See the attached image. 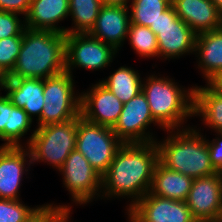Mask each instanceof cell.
I'll list each match as a JSON object with an SVG mask.
<instances>
[{
	"label": "cell",
	"instance_id": "obj_12",
	"mask_svg": "<svg viewBox=\"0 0 222 222\" xmlns=\"http://www.w3.org/2000/svg\"><path fill=\"white\" fill-rule=\"evenodd\" d=\"M129 222H194L186 201L163 198L148 192L127 212Z\"/></svg>",
	"mask_w": 222,
	"mask_h": 222
},
{
	"label": "cell",
	"instance_id": "obj_29",
	"mask_svg": "<svg viewBox=\"0 0 222 222\" xmlns=\"http://www.w3.org/2000/svg\"><path fill=\"white\" fill-rule=\"evenodd\" d=\"M23 36H11L0 40V66L10 73L15 66L22 46Z\"/></svg>",
	"mask_w": 222,
	"mask_h": 222
},
{
	"label": "cell",
	"instance_id": "obj_36",
	"mask_svg": "<svg viewBox=\"0 0 222 222\" xmlns=\"http://www.w3.org/2000/svg\"><path fill=\"white\" fill-rule=\"evenodd\" d=\"M132 0H101L103 5L128 6Z\"/></svg>",
	"mask_w": 222,
	"mask_h": 222
},
{
	"label": "cell",
	"instance_id": "obj_34",
	"mask_svg": "<svg viewBox=\"0 0 222 222\" xmlns=\"http://www.w3.org/2000/svg\"><path fill=\"white\" fill-rule=\"evenodd\" d=\"M207 84L217 93L222 95V70L212 77Z\"/></svg>",
	"mask_w": 222,
	"mask_h": 222
},
{
	"label": "cell",
	"instance_id": "obj_14",
	"mask_svg": "<svg viewBox=\"0 0 222 222\" xmlns=\"http://www.w3.org/2000/svg\"><path fill=\"white\" fill-rule=\"evenodd\" d=\"M81 92L80 115L97 125L113 128L124 103L121 102L100 80Z\"/></svg>",
	"mask_w": 222,
	"mask_h": 222
},
{
	"label": "cell",
	"instance_id": "obj_11",
	"mask_svg": "<svg viewBox=\"0 0 222 222\" xmlns=\"http://www.w3.org/2000/svg\"><path fill=\"white\" fill-rule=\"evenodd\" d=\"M152 123L166 131L153 118L147 98L141 91L124 103L121 114L112 130L123 143H149L157 140L156 136L154 137L153 133L148 130Z\"/></svg>",
	"mask_w": 222,
	"mask_h": 222
},
{
	"label": "cell",
	"instance_id": "obj_19",
	"mask_svg": "<svg viewBox=\"0 0 222 222\" xmlns=\"http://www.w3.org/2000/svg\"><path fill=\"white\" fill-rule=\"evenodd\" d=\"M69 16V0H32L25 17L26 28L30 30L53 31L66 34V27L60 21Z\"/></svg>",
	"mask_w": 222,
	"mask_h": 222
},
{
	"label": "cell",
	"instance_id": "obj_22",
	"mask_svg": "<svg viewBox=\"0 0 222 222\" xmlns=\"http://www.w3.org/2000/svg\"><path fill=\"white\" fill-rule=\"evenodd\" d=\"M193 178L156 164L150 193L159 197L186 201Z\"/></svg>",
	"mask_w": 222,
	"mask_h": 222
},
{
	"label": "cell",
	"instance_id": "obj_4",
	"mask_svg": "<svg viewBox=\"0 0 222 222\" xmlns=\"http://www.w3.org/2000/svg\"><path fill=\"white\" fill-rule=\"evenodd\" d=\"M167 77L150 74L143 79L142 92L153 118L165 130L186 128L183 124L194 117V86L187 90Z\"/></svg>",
	"mask_w": 222,
	"mask_h": 222
},
{
	"label": "cell",
	"instance_id": "obj_23",
	"mask_svg": "<svg viewBox=\"0 0 222 222\" xmlns=\"http://www.w3.org/2000/svg\"><path fill=\"white\" fill-rule=\"evenodd\" d=\"M205 85L194 86L193 116H200L214 132H222V95Z\"/></svg>",
	"mask_w": 222,
	"mask_h": 222
},
{
	"label": "cell",
	"instance_id": "obj_6",
	"mask_svg": "<svg viewBox=\"0 0 222 222\" xmlns=\"http://www.w3.org/2000/svg\"><path fill=\"white\" fill-rule=\"evenodd\" d=\"M73 75L64 71L44 79V106L41 126L63 123L80 116L81 94L76 91Z\"/></svg>",
	"mask_w": 222,
	"mask_h": 222
},
{
	"label": "cell",
	"instance_id": "obj_40",
	"mask_svg": "<svg viewBox=\"0 0 222 222\" xmlns=\"http://www.w3.org/2000/svg\"><path fill=\"white\" fill-rule=\"evenodd\" d=\"M194 222H210V221H200V220H195Z\"/></svg>",
	"mask_w": 222,
	"mask_h": 222
},
{
	"label": "cell",
	"instance_id": "obj_16",
	"mask_svg": "<svg viewBox=\"0 0 222 222\" xmlns=\"http://www.w3.org/2000/svg\"><path fill=\"white\" fill-rule=\"evenodd\" d=\"M129 13L128 6L103 5L88 34L119 51L128 36L131 24Z\"/></svg>",
	"mask_w": 222,
	"mask_h": 222
},
{
	"label": "cell",
	"instance_id": "obj_9",
	"mask_svg": "<svg viewBox=\"0 0 222 222\" xmlns=\"http://www.w3.org/2000/svg\"><path fill=\"white\" fill-rule=\"evenodd\" d=\"M117 53L118 50L113 46L93 38L88 33L66 34L65 67L71 75L76 67L89 71L105 69L113 62Z\"/></svg>",
	"mask_w": 222,
	"mask_h": 222
},
{
	"label": "cell",
	"instance_id": "obj_25",
	"mask_svg": "<svg viewBox=\"0 0 222 222\" xmlns=\"http://www.w3.org/2000/svg\"><path fill=\"white\" fill-rule=\"evenodd\" d=\"M102 6L101 0H69V16L72 18L73 27H68L66 34L89 33Z\"/></svg>",
	"mask_w": 222,
	"mask_h": 222
},
{
	"label": "cell",
	"instance_id": "obj_39",
	"mask_svg": "<svg viewBox=\"0 0 222 222\" xmlns=\"http://www.w3.org/2000/svg\"><path fill=\"white\" fill-rule=\"evenodd\" d=\"M216 222H222V205H221L220 212H219Z\"/></svg>",
	"mask_w": 222,
	"mask_h": 222
},
{
	"label": "cell",
	"instance_id": "obj_8",
	"mask_svg": "<svg viewBox=\"0 0 222 222\" xmlns=\"http://www.w3.org/2000/svg\"><path fill=\"white\" fill-rule=\"evenodd\" d=\"M149 28L156 34L160 59H179L195 53L197 34L178 17L172 4Z\"/></svg>",
	"mask_w": 222,
	"mask_h": 222
},
{
	"label": "cell",
	"instance_id": "obj_7",
	"mask_svg": "<svg viewBox=\"0 0 222 222\" xmlns=\"http://www.w3.org/2000/svg\"><path fill=\"white\" fill-rule=\"evenodd\" d=\"M123 142L112 128L97 125L78 116L77 140L75 149L102 176L109 168Z\"/></svg>",
	"mask_w": 222,
	"mask_h": 222
},
{
	"label": "cell",
	"instance_id": "obj_10",
	"mask_svg": "<svg viewBox=\"0 0 222 222\" xmlns=\"http://www.w3.org/2000/svg\"><path fill=\"white\" fill-rule=\"evenodd\" d=\"M59 172L73 203L85 206L100 197L101 175L76 149L69 154Z\"/></svg>",
	"mask_w": 222,
	"mask_h": 222
},
{
	"label": "cell",
	"instance_id": "obj_31",
	"mask_svg": "<svg viewBox=\"0 0 222 222\" xmlns=\"http://www.w3.org/2000/svg\"><path fill=\"white\" fill-rule=\"evenodd\" d=\"M217 137L212 141L207 139L211 165L217 172H222V132H216Z\"/></svg>",
	"mask_w": 222,
	"mask_h": 222
},
{
	"label": "cell",
	"instance_id": "obj_26",
	"mask_svg": "<svg viewBox=\"0 0 222 222\" xmlns=\"http://www.w3.org/2000/svg\"><path fill=\"white\" fill-rule=\"evenodd\" d=\"M170 5L171 0H132L128 4L131 23L145 27L154 26Z\"/></svg>",
	"mask_w": 222,
	"mask_h": 222
},
{
	"label": "cell",
	"instance_id": "obj_2",
	"mask_svg": "<svg viewBox=\"0 0 222 222\" xmlns=\"http://www.w3.org/2000/svg\"><path fill=\"white\" fill-rule=\"evenodd\" d=\"M169 129L162 141H155L158 162L165 168L186 176L201 178L217 173L210 162L206 135L197 127Z\"/></svg>",
	"mask_w": 222,
	"mask_h": 222
},
{
	"label": "cell",
	"instance_id": "obj_30",
	"mask_svg": "<svg viewBox=\"0 0 222 222\" xmlns=\"http://www.w3.org/2000/svg\"><path fill=\"white\" fill-rule=\"evenodd\" d=\"M20 15L0 10V40L11 36H23L26 29L25 19Z\"/></svg>",
	"mask_w": 222,
	"mask_h": 222
},
{
	"label": "cell",
	"instance_id": "obj_1",
	"mask_svg": "<svg viewBox=\"0 0 222 222\" xmlns=\"http://www.w3.org/2000/svg\"><path fill=\"white\" fill-rule=\"evenodd\" d=\"M158 163L156 142L123 143L107 171L101 176L100 199L129 198L128 211L150 192ZM132 198V199H131Z\"/></svg>",
	"mask_w": 222,
	"mask_h": 222
},
{
	"label": "cell",
	"instance_id": "obj_35",
	"mask_svg": "<svg viewBox=\"0 0 222 222\" xmlns=\"http://www.w3.org/2000/svg\"><path fill=\"white\" fill-rule=\"evenodd\" d=\"M9 81V73L0 66V92L5 90Z\"/></svg>",
	"mask_w": 222,
	"mask_h": 222
},
{
	"label": "cell",
	"instance_id": "obj_38",
	"mask_svg": "<svg viewBox=\"0 0 222 222\" xmlns=\"http://www.w3.org/2000/svg\"><path fill=\"white\" fill-rule=\"evenodd\" d=\"M211 1L222 12V0H211Z\"/></svg>",
	"mask_w": 222,
	"mask_h": 222
},
{
	"label": "cell",
	"instance_id": "obj_3",
	"mask_svg": "<svg viewBox=\"0 0 222 222\" xmlns=\"http://www.w3.org/2000/svg\"><path fill=\"white\" fill-rule=\"evenodd\" d=\"M65 40L66 34L26 28L9 78L46 79L66 71Z\"/></svg>",
	"mask_w": 222,
	"mask_h": 222
},
{
	"label": "cell",
	"instance_id": "obj_28",
	"mask_svg": "<svg viewBox=\"0 0 222 222\" xmlns=\"http://www.w3.org/2000/svg\"><path fill=\"white\" fill-rule=\"evenodd\" d=\"M127 39L133 51L143 58H158V42L156 34L145 26L130 24Z\"/></svg>",
	"mask_w": 222,
	"mask_h": 222
},
{
	"label": "cell",
	"instance_id": "obj_17",
	"mask_svg": "<svg viewBox=\"0 0 222 222\" xmlns=\"http://www.w3.org/2000/svg\"><path fill=\"white\" fill-rule=\"evenodd\" d=\"M171 4L196 34L221 29L222 12L211 0H171Z\"/></svg>",
	"mask_w": 222,
	"mask_h": 222
},
{
	"label": "cell",
	"instance_id": "obj_21",
	"mask_svg": "<svg viewBox=\"0 0 222 222\" xmlns=\"http://www.w3.org/2000/svg\"><path fill=\"white\" fill-rule=\"evenodd\" d=\"M194 54L207 83L222 70V28L197 34Z\"/></svg>",
	"mask_w": 222,
	"mask_h": 222
},
{
	"label": "cell",
	"instance_id": "obj_18",
	"mask_svg": "<svg viewBox=\"0 0 222 222\" xmlns=\"http://www.w3.org/2000/svg\"><path fill=\"white\" fill-rule=\"evenodd\" d=\"M4 92L11 103L16 107L23 108L32 120L37 116V127H41V113L45 104L44 79L9 78Z\"/></svg>",
	"mask_w": 222,
	"mask_h": 222
},
{
	"label": "cell",
	"instance_id": "obj_20",
	"mask_svg": "<svg viewBox=\"0 0 222 222\" xmlns=\"http://www.w3.org/2000/svg\"><path fill=\"white\" fill-rule=\"evenodd\" d=\"M34 121L23 108L13 105L9 97L0 93V139L1 146H22V137L31 130Z\"/></svg>",
	"mask_w": 222,
	"mask_h": 222
},
{
	"label": "cell",
	"instance_id": "obj_37",
	"mask_svg": "<svg viewBox=\"0 0 222 222\" xmlns=\"http://www.w3.org/2000/svg\"><path fill=\"white\" fill-rule=\"evenodd\" d=\"M70 212H63L54 222H71L69 221Z\"/></svg>",
	"mask_w": 222,
	"mask_h": 222
},
{
	"label": "cell",
	"instance_id": "obj_15",
	"mask_svg": "<svg viewBox=\"0 0 222 222\" xmlns=\"http://www.w3.org/2000/svg\"><path fill=\"white\" fill-rule=\"evenodd\" d=\"M31 162L27 146L0 145V199L20 200L23 174L28 172Z\"/></svg>",
	"mask_w": 222,
	"mask_h": 222
},
{
	"label": "cell",
	"instance_id": "obj_24",
	"mask_svg": "<svg viewBox=\"0 0 222 222\" xmlns=\"http://www.w3.org/2000/svg\"><path fill=\"white\" fill-rule=\"evenodd\" d=\"M137 70L121 66L100 82L121 102L126 103L142 91L143 80Z\"/></svg>",
	"mask_w": 222,
	"mask_h": 222
},
{
	"label": "cell",
	"instance_id": "obj_5",
	"mask_svg": "<svg viewBox=\"0 0 222 222\" xmlns=\"http://www.w3.org/2000/svg\"><path fill=\"white\" fill-rule=\"evenodd\" d=\"M77 126L78 117L33 130L25 143L31 154L32 165L36 162H47L58 171L69 154L75 150Z\"/></svg>",
	"mask_w": 222,
	"mask_h": 222
},
{
	"label": "cell",
	"instance_id": "obj_32",
	"mask_svg": "<svg viewBox=\"0 0 222 222\" xmlns=\"http://www.w3.org/2000/svg\"><path fill=\"white\" fill-rule=\"evenodd\" d=\"M32 0H0V10L22 15L25 19Z\"/></svg>",
	"mask_w": 222,
	"mask_h": 222
},
{
	"label": "cell",
	"instance_id": "obj_33",
	"mask_svg": "<svg viewBox=\"0 0 222 222\" xmlns=\"http://www.w3.org/2000/svg\"><path fill=\"white\" fill-rule=\"evenodd\" d=\"M72 205L46 204V210L33 222H54L63 212H70Z\"/></svg>",
	"mask_w": 222,
	"mask_h": 222
},
{
	"label": "cell",
	"instance_id": "obj_27",
	"mask_svg": "<svg viewBox=\"0 0 222 222\" xmlns=\"http://www.w3.org/2000/svg\"><path fill=\"white\" fill-rule=\"evenodd\" d=\"M21 201L0 199V222H33L47 209L46 204L31 208Z\"/></svg>",
	"mask_w": 222,
	"mask_h": 222
},
{
	"label": "cell",
	"instance_id": "obj_13",
	"mask_svg": "<svg viewBox=\"0 0 222 222\" xmlns=\"http://www.w3.org/2000/svg\"><path fill=\"white\" fill-rule=\"evenodd\" d=\"M186 203L195 220L216 222L222 205V172L193 179Z\"/></svg>",
	"mask_w": 222,
	"mask_h": 222
}]
</instances>
